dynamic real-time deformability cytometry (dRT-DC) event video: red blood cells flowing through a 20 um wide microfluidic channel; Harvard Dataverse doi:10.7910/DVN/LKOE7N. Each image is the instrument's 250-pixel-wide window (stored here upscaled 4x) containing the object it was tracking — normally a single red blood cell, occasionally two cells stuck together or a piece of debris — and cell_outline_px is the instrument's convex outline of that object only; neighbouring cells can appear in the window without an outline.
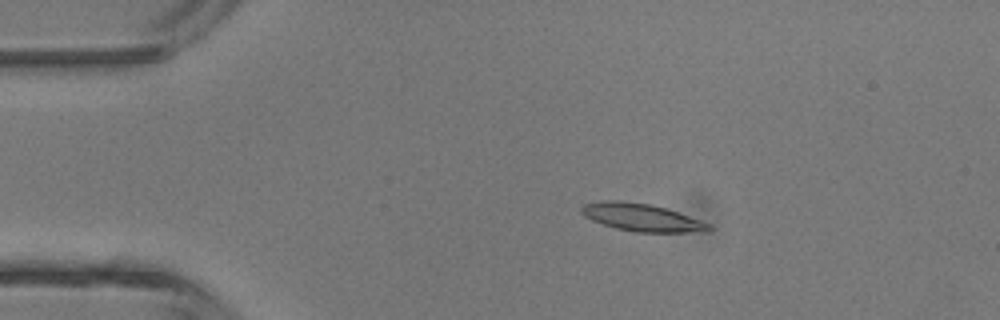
{"species": "common noctule bat (a hibernating species)", "species_latin": "Nyctalus noctula", "temperature_condition": "room temperature", "stored_images_in_passage": 3, "camera_frame_rate_fps": 3000, "um_per_image_px": 0.085, "animal": {"sex": "male", "body_mass_g": 13.3}, "frame": {"image": 1, "passage_image": 2, "time_ms": 1.333, "image_size_px": [1000, 320], "cell_outline_px": [[712, 228], [708, 232], [636, 232], [616, 228], [592, 220], [584, 216], [580, 212], [580, 208], [584, 204], [600, 200], [620, 200], [648, 204], [668, 208], [712, 224]], "centroid_in_image_um": [54.57, 18.47], "position_along_channel_um": 30.4, "area_um2": 20.69}}